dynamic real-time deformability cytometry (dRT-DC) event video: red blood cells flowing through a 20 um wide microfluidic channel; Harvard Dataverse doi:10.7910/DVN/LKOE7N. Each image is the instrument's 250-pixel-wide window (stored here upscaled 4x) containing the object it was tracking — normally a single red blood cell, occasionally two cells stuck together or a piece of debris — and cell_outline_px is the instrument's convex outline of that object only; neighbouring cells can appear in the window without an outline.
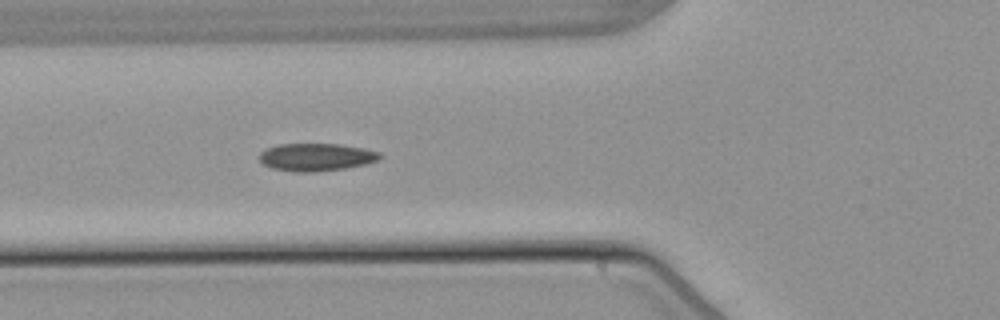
{"species": "common noctule bat (a hibernating species)", "species_latin": "Nyctalus noctula", "temperature_condition": "warm", "stored_images_in_passage": 5, "camera_frame_rate_fps": 3000, "um_per_image_px": 0.085, "animal": {"sex": "male", "body_mass_g": 21.5, "forearm_length_mm": 52.0}, "frame": {"image": 1, "passage_image": 5, "time_ms": 4.667, "image_size_px": [1000, 320], "cell_outline_px": [[380, 156], [376, 160], [368, 164], [344, 168], [312, 172], [292, 172], [272, 168], [264, 164], [260, 160], [260, 152], [268, 148], [280, 144], [340, 144], [364, 148], [380, 152]], "centroid_in_image_um": [26.88, 13.35], "position_along_channel_um": 98.9, "area_um2": 19.31}}